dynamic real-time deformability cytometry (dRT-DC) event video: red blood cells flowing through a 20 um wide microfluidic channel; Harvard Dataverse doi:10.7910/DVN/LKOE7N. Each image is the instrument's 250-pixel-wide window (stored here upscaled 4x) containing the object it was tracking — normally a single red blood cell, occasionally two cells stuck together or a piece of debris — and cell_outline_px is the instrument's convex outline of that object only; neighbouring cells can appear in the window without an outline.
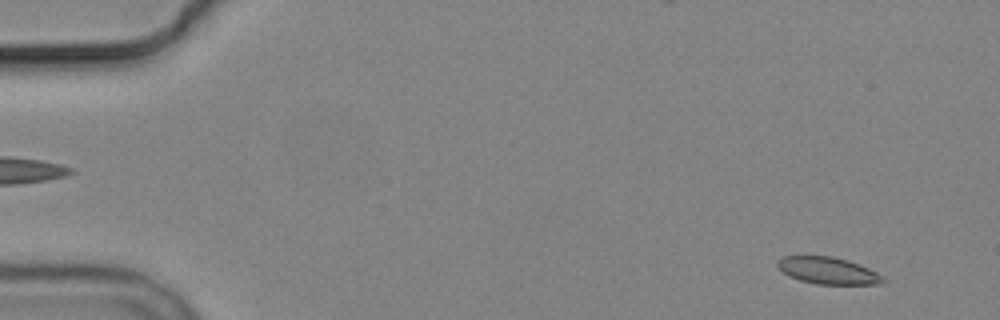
{"species": "common noctule bat (a hibernating species)", "species_latin": "Nyctalus noctula", "temperature_condition": "cold", "stored_images_in_passage": 6, "camera_frame_rate_fps": 3000, "um_per_image_px": 0.085, "animal": {"sex": "male", "body_mass_g": 19.2, "forearm_length_mm": 51.8}, "frame": {"image": 1, "passage_image": 1, "time_ms": 0.0, "image_size_px": [1000, 320], "cell_outline_px": [[888, 280], [880, 284], [816, 284], [800, 280], [788, 276], [776, 264], [784, 256], [832, 256], [848, 260], [868, 268], [876, 272]], "centroid_in_image_um": [70.41, 23.01], "position_along_channel_um": 14.6, "area_um2": 16.42}}
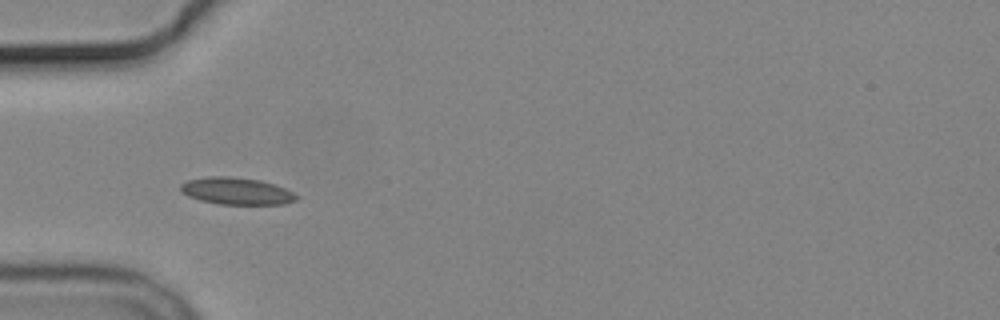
{"frame": {"image": 2, "passage_image": 5, "time_ms": 4.667, "image_size_px": [1000, 320], "cell_outline_px": [[300, 196], [296, 200], [284, 204], [220, 204], [200, 200], [188, 196], [180, 192], [180, 184], [188, 180], [208, 176], [228, 176], [260, 180], [276, 184]], "centroid_in_image_um": [20.1, 16.23], "position_along_channel_um": 64.9, "area_um2": 18.32}}
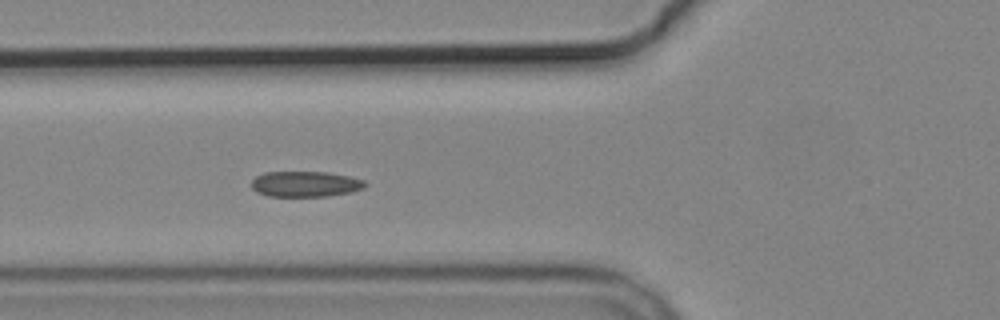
{"frame": {"image": 3, "passage_image": 6, "time_ms": 5.667, "image_size_px": [1000, 320], "cell_outline_px": [[368, 184], [364, 188], [352, 192], [324, 196], [268, 196], [256, 192], [252, 188], [252, 180], [256, 176], [264, 172], [328, 172], [348, 176], [364, 180]], "centroid_in_image_um": [25.96, 15.64], "position_along_channel_um": 99.8, "area_um2": 16.99}}